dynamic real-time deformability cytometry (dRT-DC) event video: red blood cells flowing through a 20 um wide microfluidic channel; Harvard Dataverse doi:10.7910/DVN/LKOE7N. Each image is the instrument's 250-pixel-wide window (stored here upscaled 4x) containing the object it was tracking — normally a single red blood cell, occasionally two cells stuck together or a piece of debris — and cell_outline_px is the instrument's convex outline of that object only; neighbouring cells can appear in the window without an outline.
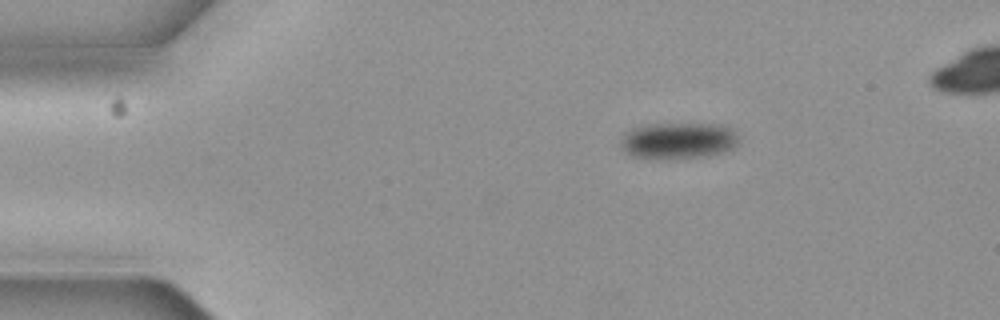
{"species": "common noctule bat (a hibernating species)", "species_latin": "Nyctalus noctula", "temperature_condition": "cold", "stored_images_in_passage": 4, "camera_frame_rate_fps": 3000, "um_per_image_px": 0.085, "animal": {"sex": "female", "body_mass_g": 19.3, "forearm_length_mm": 54.1}, "frame": {"image": 1, "passage_image": 1, "time_ms": 0.0, "image_size_px": [1000, 320], "cell_outline_px": [[736, 144], [732, 148], [724, 152], [708, 156], [676, 160], [660, 160], [628, 156], [624, 152], [624, 136], [632, 128], [656, 124], [716, 124], [728, 128], [736, 136]], "centroid_in_image_um": [57.63, 12.01], "position_along_channel_um": 27.4, "area_um2": 24.91}}